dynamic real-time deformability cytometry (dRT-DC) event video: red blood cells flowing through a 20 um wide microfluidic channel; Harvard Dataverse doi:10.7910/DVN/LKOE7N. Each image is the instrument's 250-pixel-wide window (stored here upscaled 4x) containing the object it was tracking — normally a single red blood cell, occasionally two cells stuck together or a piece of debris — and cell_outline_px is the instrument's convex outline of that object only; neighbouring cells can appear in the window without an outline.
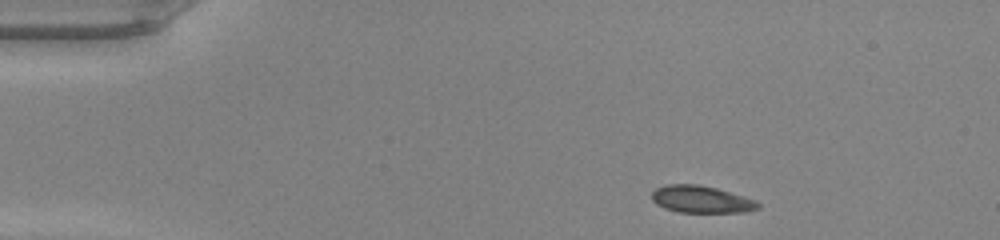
{"species": "common noctule bat (a hibernating species)", "species_latin": "Nyctalus noctula", "temperature_condition": "warm", "stored_images_in_passage": 42, "camera_frame_rate_fps": 3000, "um_per_image_px": 0.085, "animal": {"sex": "male", "body_mass_g": 20.0, "forearm_length_mm": 53.3}, "frame": {"image": 1, "passage_image": 1, "time_ms": 0.0, "image_size_px": [1000, 240], "cell_outline_px": [[760, 208], [744, 212], [680, 212], [664, 208], [656, 204], [652, 200], [652, 192], [656, 188], [668, 184], [700, 184], [716, 188], [756, 200], [760, 204]], "centroid_in_image_um": [59.6, 16.94], "position_along_channel_um": 25.4, "area_um2": 16.76}}
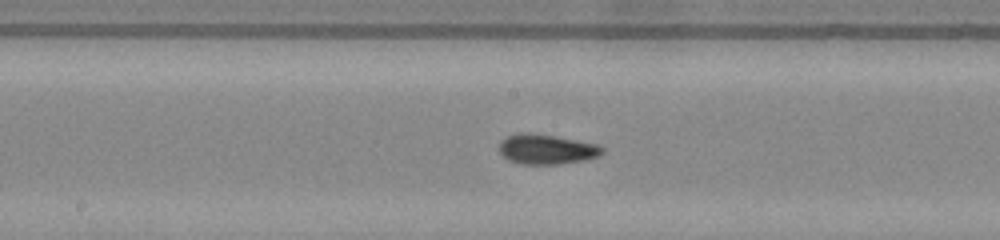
{"frame": {"image": 2, "passage_image": 19, "time_ms": 6.0, "image_size_px": [1000, 240], "cell_outline_px": [[604, 152], [600, 156], [584, 160], [556, 164], [520, 164], [508, 160], [500, 152], [500, 140], [516, 132], [532, 132], [556, 136], [596, 144], [604, 148]], "centroid_in_image_um": [46.44, 12.67], "position_along_channel_um": 201.8, "area_um2": 18.09}}
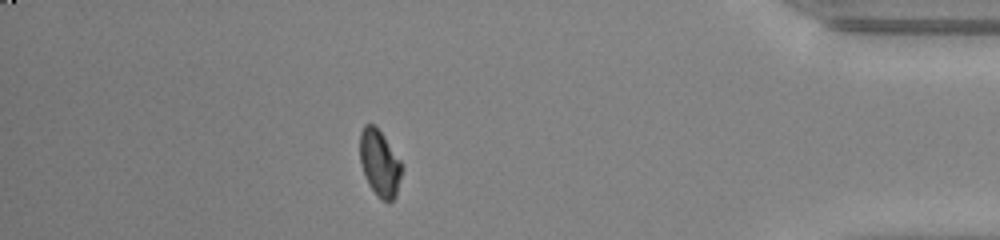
{"frame": {"image": 3, "passage_image": 36, "time_ms": 11.667, "image_size_px": [1000, 240], "cell_outline_px": [[404, 168], [396, 196], [388, 204], [380, 200], [376, 196], [368, 184], [360, 164], [360, 132], [364, 124], [376, 124], [404, 164]], "centroid_in_image_um": [32.3, 13.88], "position_along_channel_um": 402.9, "area_um2": 16.94}, "authors_computed_cell_mechanics": {"area_um2": 16.9643, "velocity_mm_per_s": 4.2631, "shape_relaxation_time_tau1_ms": 4.1878, "shape_relaxation_time_tau2_ms": 2.0188, "deformation_change_tau1": 0.1415, "deformation_change_tau2": 0.048}}